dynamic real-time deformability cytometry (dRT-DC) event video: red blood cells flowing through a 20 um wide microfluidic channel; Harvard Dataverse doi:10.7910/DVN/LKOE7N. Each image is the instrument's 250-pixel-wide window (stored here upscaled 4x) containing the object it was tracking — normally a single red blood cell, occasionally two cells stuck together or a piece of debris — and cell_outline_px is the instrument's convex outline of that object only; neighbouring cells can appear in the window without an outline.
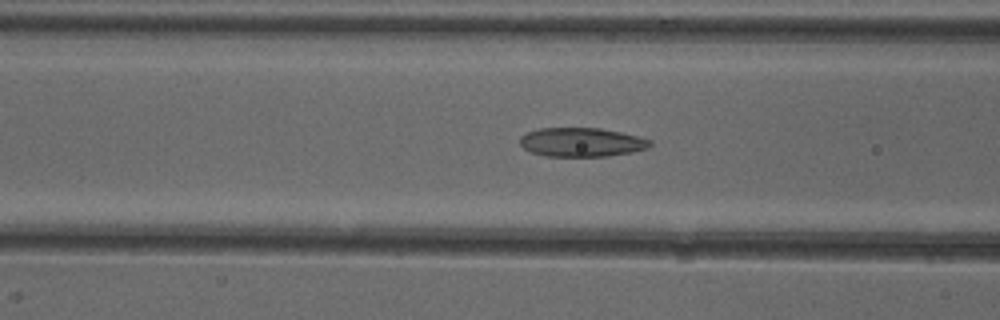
{"species": "common noctule bat (a hibernating species)", "species_latin": "Nyctalus noctula", "temperature_condition": "cold", "stored_images_in_passage": 49, "camera_frame_rate_fps": 3000, "um_per_image_px": 0.085, "animal": {"sex": "female"}, "frame": {"image": 1, "passage_image": 18, "time_ms": 5.667, "image_size_px": [1000, 320], "cell_outline_px": [[652, 144], [648, 148], [632, 152], [608, 156], [544, 156], [532, 152], [524, 148], [520, 144], [520, 136], [528, 132], [540, 128], [600, 128], [620, 132], [652, 140]], "centroid_in_image_um": [49.44, 12.09], "position_along_channel_um": 117.2, "area_um2": 21.91}}
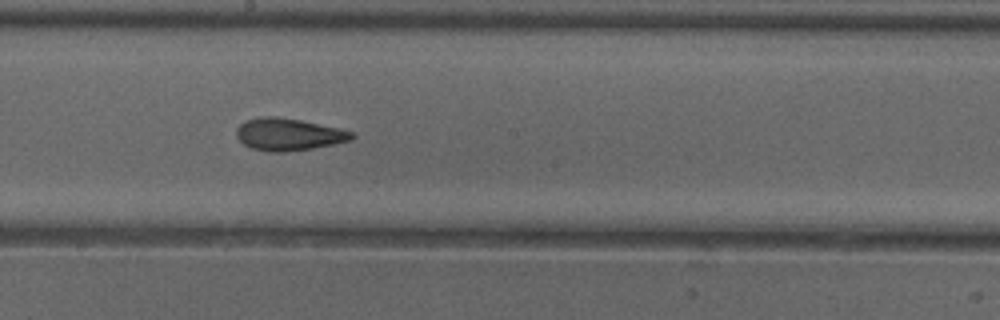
{"frame": {"image": 2, "passage_image": 26, "time_ms": 8.333, "image_size_px": [1000, 320], "cell_outline_px": [[356, 136], [352, 140], [312, 148], [284, 152], [268, 152], [252, 148], [244, 144], [236, 136], [236, 128], [244, 120], [260, 116], [276, 116], [300, 120], [340, 128], [352, 132]], "centroid_in_image_um": [24.5, 11.41], "position_along_channel_um": 223.7, "area_um2": 21.73}}
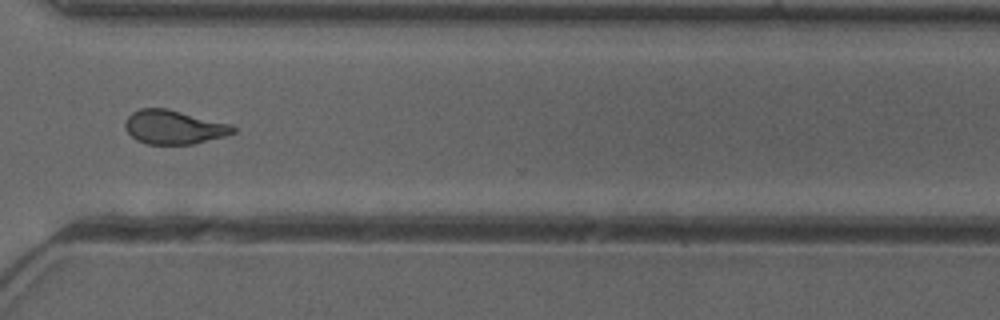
{"frame": {"image": 3, "passage_image": 36, "time_ms": 11.667, "image_size_px": [1000, 320], "cell_outline_px": [[236, 132], [224, 136], [192, 144], [148, 144], [136, 140], [128, 132], [124, 124], [128, 116], [132, 112], [140, 108], [168, 108], [232, 124], [236, 128]], "centroid_in_image_um": [14.79, 10.79], "position_along_channel_um": 355.8, "area_um2": 21.39}, "authors_computed_cell_mechanics": {"area_um2": 21.5016, "velocity_mm_per_s": 3.9804, "shape_relaxation_time_tau1_ms": 6.7696, "shape_relaxation_time_tau2_ms": 2.0011, "deformation_change_tau1": 0.1639, "deformation_change_tau2": 0.1036}}